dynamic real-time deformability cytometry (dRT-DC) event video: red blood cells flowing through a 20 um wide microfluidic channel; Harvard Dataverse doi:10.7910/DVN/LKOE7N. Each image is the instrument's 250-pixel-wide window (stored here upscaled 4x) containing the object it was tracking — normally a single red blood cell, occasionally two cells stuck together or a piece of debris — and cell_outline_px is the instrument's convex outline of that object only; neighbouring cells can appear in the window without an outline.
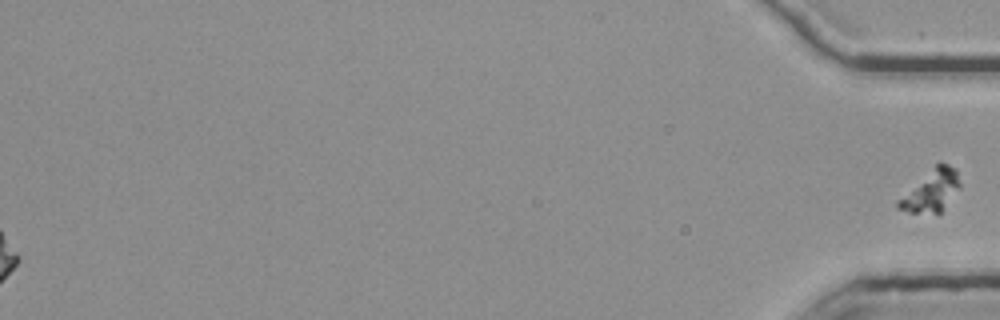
{"species": "common noctule bat (a hibernating species)", "species_latin": "Nyctalus noctula", "temperature_condition": "room temperature", "stored_images_in_passage": 55, "segment_of_instrument_passage": [3, 3], "camera_frame_rate_fps": 3000, "um_per_image_px": 0.085, "animal": {"sex": "female", "body_mass_g": 25.1}, "frame": {"image": 1, "passage_image": 55, "time_ms": 18.0, "image_size_px": [1000, 320], "cell_outline_px": [[960, 188], [940, 216], [908, 212], [896, 208], [896, 200], [940, 160], [956, 168], [960, 184]], "centroid_in_image_um": [79.17, 16.26], "position_along_channel_um": 356.0, "area_um2": 15.61}}